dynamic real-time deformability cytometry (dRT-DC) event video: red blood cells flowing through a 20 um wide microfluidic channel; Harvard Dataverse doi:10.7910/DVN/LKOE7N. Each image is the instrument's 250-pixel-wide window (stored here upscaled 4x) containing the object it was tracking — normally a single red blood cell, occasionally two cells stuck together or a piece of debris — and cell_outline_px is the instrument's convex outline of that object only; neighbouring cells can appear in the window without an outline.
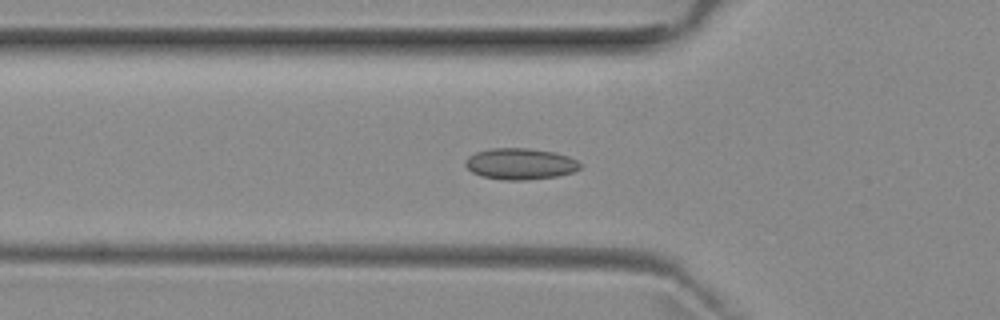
{"species": "common noctule bat (a hibernating species)", "species_latin": "Nyctalus noctula", "temperature_condition": "room temperature", "stored_images_in_passage": 51, "camera_frame_rate_fps": 3000, "um_per_image_px": 0.085, "animal": {"sex": "female", "body_mass_g": 29.2, "forearm_length_mm": 56.3}, "frame": {"image": 1, "passage_image": 17, "time_ms": 5.333, "image_size_px": [1000, 320], "cell_outline_px": [[580, 168], [572, 172], [556, 176], [524, 180], [504, 180], [480, 176], [472, 172], [464, 164], [464, 160], [468, 156], [476, 152], [492, 148], [528, 148], [552, 152], [568, 156], [576, 160], [580, 164]], "centroid_in_image_um": [44.17, 13.93], "position_along_channel_um": 81.6, "area_um2": 20.81}}
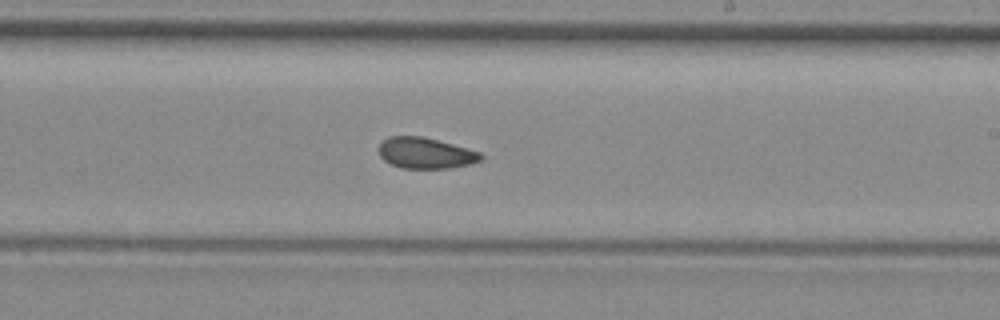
{"frame": {"image": 2, "passage_image": 30, "time_ms": 9.667, "image_size_px": [1000, 320], "cell_outline_px": [[484, 160], [452, 168], [400, 168], [384, 160], [380, 156], [380, 144], [388, 136], [420, 136], [452, 144], [480, 152], [484, 156]], "centroid_in_image_um": [36.19, 13.02], "position_along_channel_um": 252.8, "area_um2": 18.26}}
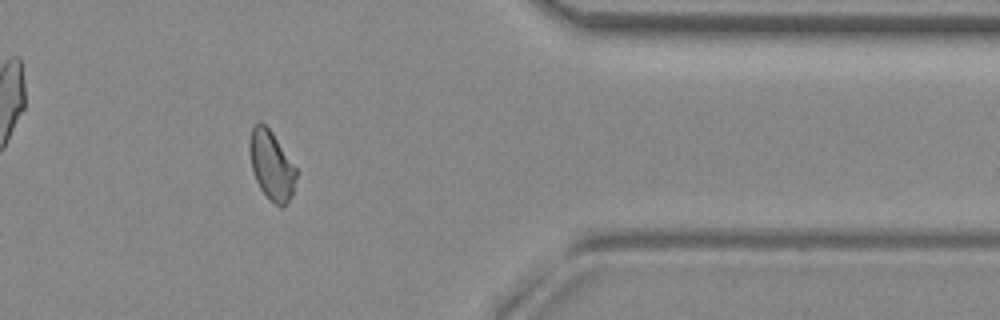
{"frame": {"image": 3, "passage_image": 42, "time_ms": 13.667, "image_size_px": [1000, 320], "cell_outline_px": [[296, 176], [292, 196], [280, 208], [260, 188], [256, 180], [252, 168], [248, 148], [248, 144], [252, 128], [256, 124], [264, 124], [272, 132], [296, 168]], "centroid_in_image_um": [23.06, 14.04], "position_along_channel_um": 388.3, "area_um2": 18.26}, "authors_computed_cell_mechanics": {"area_um2": 19.1896, "velocity_mm_per_s": 3.9473, "shape_relaxation_time_tau1_ms": null, "shape_relaxation_time_tau2_ms": 2.4162, "deformation_change_tau1": null, "deformation_change_tau2": 0.0631}}